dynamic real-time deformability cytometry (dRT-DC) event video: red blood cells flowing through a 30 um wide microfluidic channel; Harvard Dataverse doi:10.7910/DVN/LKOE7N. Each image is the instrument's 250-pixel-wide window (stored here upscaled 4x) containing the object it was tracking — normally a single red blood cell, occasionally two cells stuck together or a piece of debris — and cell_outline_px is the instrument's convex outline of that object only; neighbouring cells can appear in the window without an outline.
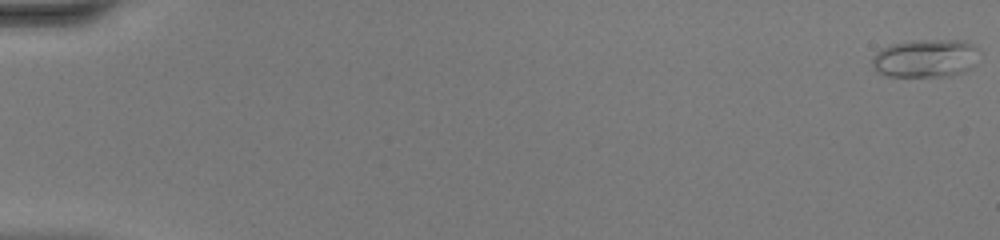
{"species": "common noctule bat (a hibernating species)", "species_latin": "Nyctalus noctula", "temperature_condition": "warm", "stored_images_in_passage": 48, "camera_frame_rate_fps": 3000, "um_per_image_px": 0.085, "animal": {"sex": "female", "body_mass_g": 20.0, "forearm_length_mm": 54.0}, "frame": {"image": 1, "passage_image": 1, "time_ms": 0.0, "image_size_px": [1000, 240], "cell_outline_px": [[980, 52], [972, 68], [964, 72], [948, 76], [888, 76], [880, 72], [872, 64], [872, 56], [880, 48], [892, 44], [912, 40], [964, 40], [980, 48]], "centroid_in_image_um": [78.71, 4.94], "position_along_channel_um": 6.3, "area_um2": 24.04}}
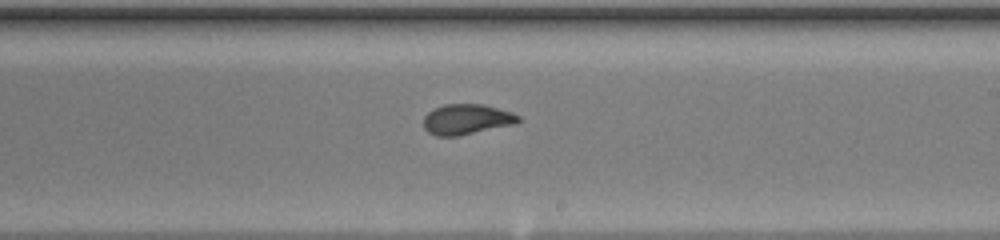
{"frame": {"image": 2, "passage_image": 30, "time_ms": 9.667, "image_size_px": [1000, 240], "cell_outline_px": [[520, 120], [516, 124], [460, 136], [436, 136], [428, 132], [424, 128], [424, 116], [432, 108], [444, 104], [484, 104], [512, 112], [520, 116]], "centroid_in_image_um": [39.67, 10.14], "position_along_channel_um": 249.3, "area_um2": 17.05}}
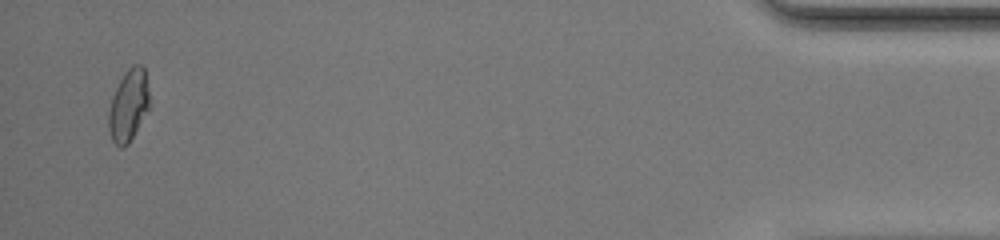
{"frame": {"image": 3, "passage_image": 47, "time_ms": 15.333, "image_size_px": [1000, 240], "cell_outline_px": [[152, 104], [128, 144], [124, 148], [120, 148], [112, 140], [108, 128], [108, 112], [112, 96], [124, 72], [132, 64], [140, 64], [144, 68]], "centroid_in_image_um": [10.94, 8.95], "position_along_channel_um": 424.3, "area_um2": 17.4}, "authors_computed_cell_mechanics": {"area_um2": 17.3978, "velocity_mm_per_s": 4.4171, "shape_relaxation_time_tau1_ms": null, "shape_relaxation_time_tau2_ms": 0.6585, "deformation_change_tau1": null, "deformation_change_tau2": 0.0441}}